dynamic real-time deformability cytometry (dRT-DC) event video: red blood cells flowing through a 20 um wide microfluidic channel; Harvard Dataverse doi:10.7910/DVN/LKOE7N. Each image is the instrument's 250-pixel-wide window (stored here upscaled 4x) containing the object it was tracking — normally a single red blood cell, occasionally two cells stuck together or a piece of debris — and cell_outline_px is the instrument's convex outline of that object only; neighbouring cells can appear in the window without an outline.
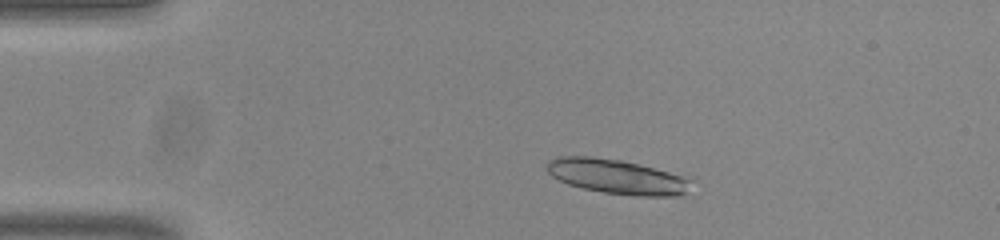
{"species": "common noctule bat (a hibernating species)", "species_latin": "Nyctalus noctula", "temperature_condition": "room temperature", "stored_images_in_passage": 47, "camera_frame_rate_fps": 3000, "um_per_image_px": 0.085, "animal": {"sex": "male", "body_mass_g": 20.0, "forearm_length_mm": 53.3}, "frame": {"image": 1, "passage_image": 4, "time_ms": 1.0, "image_size_px": [1000, 240], "cell_outline_px": [[692, 180], [684, 196], [636, 196], [604, 192], [580, 188], [568, 184], [552, 176], [548, 172], [544, 164], [548, 160], [556, 156], [592, 156], [620, 160], [668, 172]], "centroid_in_image_um": [52.37, 15.01], "position_along_channel_um": 32.6, "area_um2": 29.02}}
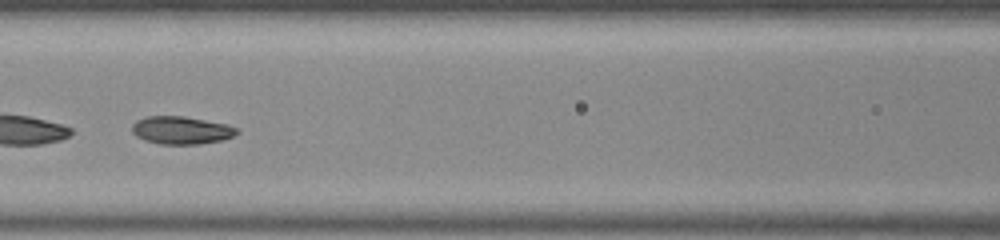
{"frame": {"image": 2, "passage_image": 18, "time_ms": 5.667, "image_size_px": [1000, 240], "cell_outline_px": [[240, 132], [224, 140], [200, 144], [160, 144], [144, 140], [136, 136], [132, 132], [132, 124], [136, 120], [148, 116], [184, 116], [228, 124], [240, 128]], "centroid_in_image_um": [15.44, 11.07], "position_along_channel_um": 151.2, "area_um2": 17.22}}
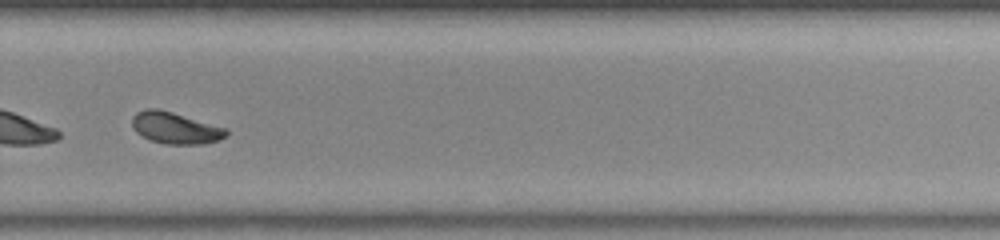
{"frame": {"image": 3, "passage_image": 31, "time_ms": 10.0, "image_size_px": [1000, 240], "cell_outline_px": [[228, 136], [220, 140], [204, 144], [168, 144], [148, 140], [136, 132], [132, 128], [132, 116], [136, 112], [148, 108], [156, 108], [172, 112], [228, 128]], "centroid_in_image_um": [14.91, 10.88], "position_along_channel_um": 314.9, "area_um2": 17.57}, "authors_computed_cell_mechanics": {"area_um2": 17.5134, "velocity_mm_per_s": 3.786, "shape_relaxation_time_tau1_ms": 2.6282, "shape_relaxation_time_tau2_ms": 2.2061, "deformation_change_tau1": 0.1234, "deformation_change_tau2": 0.0549}}